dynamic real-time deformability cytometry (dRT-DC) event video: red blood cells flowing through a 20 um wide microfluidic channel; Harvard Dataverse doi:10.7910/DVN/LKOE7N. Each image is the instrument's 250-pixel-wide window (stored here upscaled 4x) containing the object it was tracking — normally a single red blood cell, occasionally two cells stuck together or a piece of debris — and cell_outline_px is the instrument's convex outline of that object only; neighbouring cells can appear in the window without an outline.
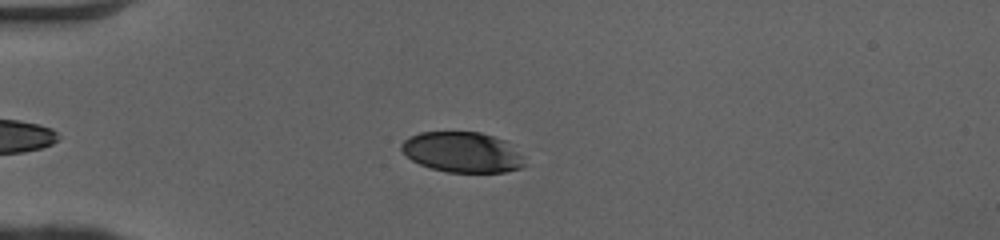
{"species": "human", "species_latin": "Homo sapiens", "temperature_condition": "cold", "stored_images_in_passage": 46, "camera_frame_rate_fps": 3000, "um_per_image_px": 0.085, "donor": {"sex": "female"}, "frame": {"image": 1, "passage_image": 10, "time_ms": 3.0, "image_size_px": [1000, 240], "cell_outline_px": [[524, 164], [520, 168], [504, 172], [448, 172], [432, 168], [420, 164], [412, 160], [400, 148], [400, 144], [404, 140], [420, 132], [480, 132], [504, 140], [524, 156]], "centroid_in_image_um": [39.3, 12.93], "position_along_channel_um": 45.7, "area_um2": 28.78}}
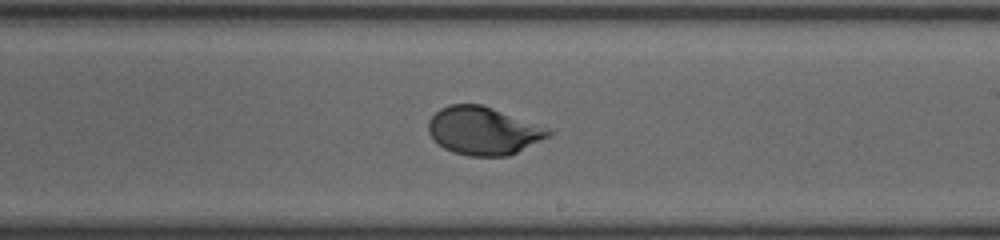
{"frame": {"image": 2, "passage_image": 27, "time_ms": 8.667, "image_size_px": [1000, 240], "cell_outline_px": [[556, 132], [508, 156], [468, 156], [452, 152], [444, 148], [432, 140], [428, 132], [428, 120], [440, 108], [448, 104], [480, 104], [492, 108]], "centroid_in_image_um": [41.0, 11.12], "position_along_channel_um": 248.0, "area_um2": 33.18}}
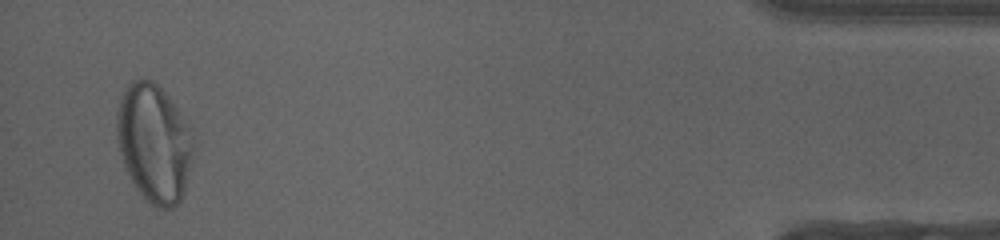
{"frame": {"image": 3, "passage_image": 45, "time_ms": 14.667, "image_size_px": [1000, 240], "cell_outline_px": [[196, 148], [184, 192], [180, 200], [172, 208], [156, 208], [136, 188], [124, 164], [120, 152], [116, 132], [116, 112], [120, 96], [124, 88], [132, 80], [144, 76], [152, 80], [164, 92], [176, 108], [184, 120], [188, 128]], "centroid_in_image_um": [13.09, 12.13], "position_along_channel_um": 422.1, "area_um2": 52.71}, "authors_computed_cell_mechanics": {"area_um2": 33.3506, "velocity_mm_per_s": 4.0742, "shape_relaxation_time_tau1_ms": 3.3177, "shape_relaxation_time_tau2_ms": null, "deformation_change_tau1": 0.1651, "deformation_change_tau2": null}}